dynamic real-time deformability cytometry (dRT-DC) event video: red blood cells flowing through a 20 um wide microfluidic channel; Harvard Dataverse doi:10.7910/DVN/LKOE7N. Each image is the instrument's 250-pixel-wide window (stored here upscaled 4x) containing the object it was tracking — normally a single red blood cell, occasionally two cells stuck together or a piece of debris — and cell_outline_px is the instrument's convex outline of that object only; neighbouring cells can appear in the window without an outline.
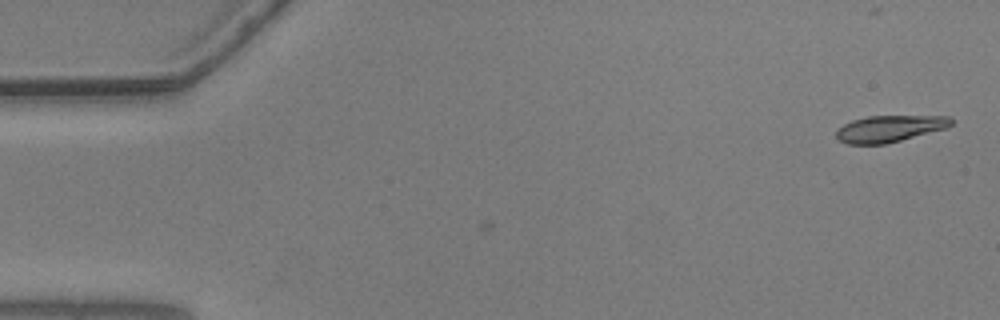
{"species": "common noctule bat (a hibernating species)", "species_latin": "Nyctalus noctula", "temperature_condition": "warm", "stored_images_in_passage": 3, "camera_frame_rate_fps": 3000, "um_per_image_px": 0.085, "animal": {"sex": "male", "body_mass_g": 20.5, "forearm_length_mm": 52.5}, "frame": {"image": 1, "passage_image": 3, "time_ms": 0.667, "image_size_px": [1000, 320], "cell_outline_px": [[952, 124], [948, 128], [884, 144], [848, 144], [840, 140], [836, 136], [836, 132], [844, 124], [852, 120], [868, 116], [952, 116]], "centroid_in_image_um": [75.64, 10.93], "position_along_channel_um": 9.4, "area_um2": 17.69}}